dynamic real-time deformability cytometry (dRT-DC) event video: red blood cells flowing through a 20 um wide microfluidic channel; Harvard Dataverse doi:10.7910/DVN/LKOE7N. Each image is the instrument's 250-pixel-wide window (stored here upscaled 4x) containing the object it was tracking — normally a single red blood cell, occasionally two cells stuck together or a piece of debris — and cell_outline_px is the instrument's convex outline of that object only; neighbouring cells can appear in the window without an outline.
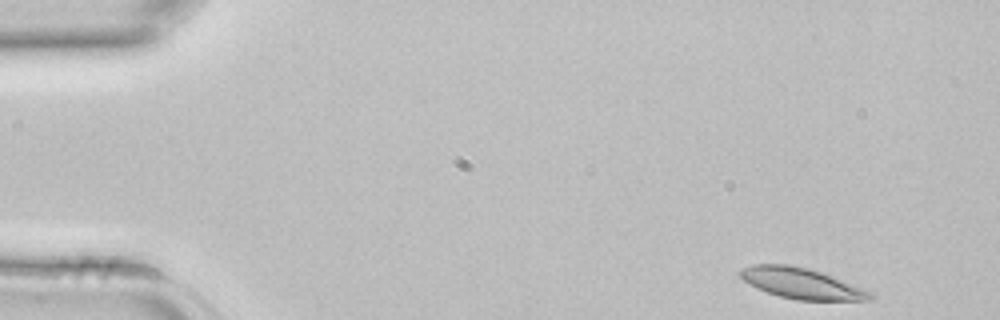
{"species": "common noctule bat (a hibernating species)", "species_latin": "Nyctalus noctula", "temperature_condition": "room temperature", "stored_images_in_passage": 41, "camera_frame_rate_fps": 3000, "um_per_image_px": 0.085, "animal": {"sex": "female", "body_mass_g": 22.7, "forearm_length_mm": 54.2}, "frame": {"image": 1, "passage_image": 1, "time_ms": 0.0, "image_size_px": [1000, 320], "cell_outline_px": [[872, 300], [796, 300], [780, 296], [756, 288], [744, 280], [740, 276], [740, 268], [752, 264], [788, 264], [808, 268], [820, 272], [872, 292]], "centroid_in_image_um": [68.08, 24.08], "position_along_channel_um": 16.9, "area_um2": 22.95}}
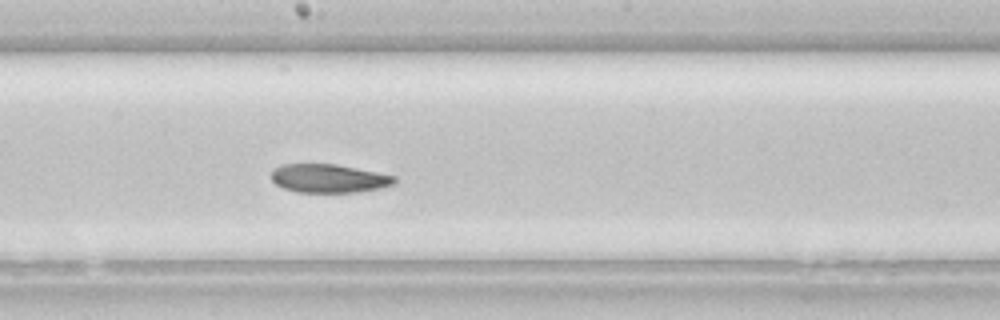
{"frame": {"image": 2, "passage_image": 21, "time_ms": 6.667, "image_size_px": [1000, 320], "cell_outline_px": [[396, 180], [392, 184], [380, 188], [356, 192], [296, 192], [284, 188], [276, 184], [268, 176], [272, 168], [280, 164], [336, 164], [396, 176]], "centroid_in_image_um": [27.87, 15.15], "position_along_channel_um": 220.3, "area_um2": 20.58}}
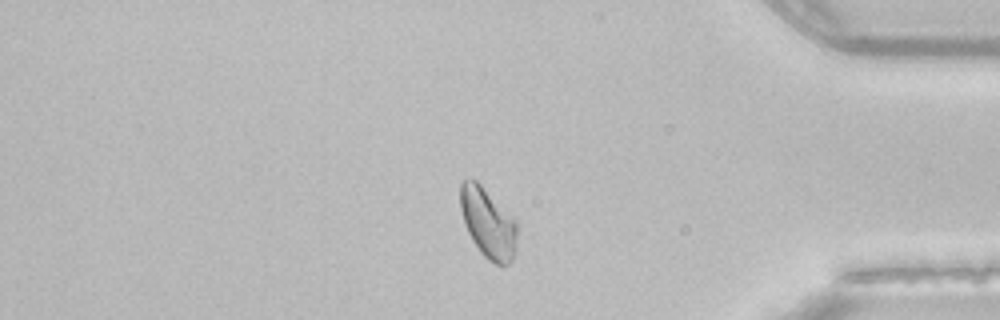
{"frame": {"image": 3, "passage_image": 34, "time_ms": 11.0, "image_size_px": [1000, 320], "cell_outline_px": [[516, 236], [512, 260], [508, 264], [496, 264], [488, 260], [480, 252], [472, 240], [464, 224], [460, 208], [460, 184], [468, 176], [476, 180], [516, 220]], "centroid_in_image_um": [41.44, 18.93], "position_along_channel_um": 393.8, "area_um2": 22.95}}